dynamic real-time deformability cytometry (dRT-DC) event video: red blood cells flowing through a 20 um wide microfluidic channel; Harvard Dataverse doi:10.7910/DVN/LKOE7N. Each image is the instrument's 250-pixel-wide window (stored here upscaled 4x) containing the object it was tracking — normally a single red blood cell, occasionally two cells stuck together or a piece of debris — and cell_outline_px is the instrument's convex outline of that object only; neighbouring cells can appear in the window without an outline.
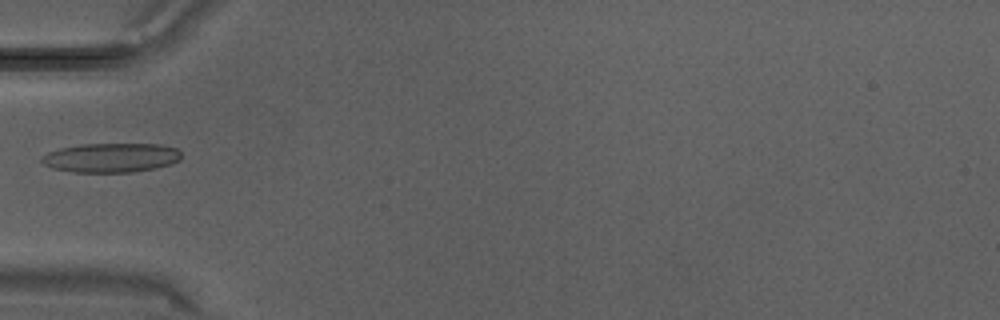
{"species": "Egyptian fruit bat (a non-hibernating species)", "species_latin": "Rousettus aegyptiacus", "temperature_condition": "warm", "stored_images_in_passage": 9, "camera_frame_rate_fps": 3000, "um_per_image_px": 0.085, "animal": {"sex": "male"}, "frame": {"image": 1, "passage_image": 6, "time_ms": 1.667, "image_size_px": [1000, 320], "cell_outline_px": [[180, 160], [156, 168], [132, 172], [76, 172], [52, 168], [44, 164], [40, 160], [40, 156], [48, 152], [60, 148], [84, 144], [156, 144], [176, 148], [180, 152]], "centroid_in_image_um": [9.41, 13.4], "position_along_channel_um": 75.6, "area_um2": 23.7}}
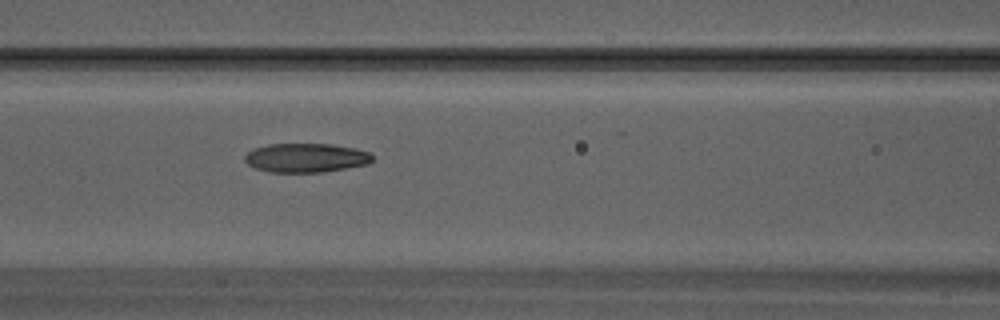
{"frame": {"image": 2, "passage_image": 9, "time_ms": 2.667, "image_size_px": [1000, 320], "cell_outline_px": [[372, 160], [368, 164], [324, 172], [268, 172], [256, 168], [248, 164], [244, 160], [244, 156], [248, 152], [256, 148], [268, 144], [332, 144], [352, 148], [368, 152], [372, 156]], "centroid_in_image_um": [25.98, 13.42], "position_along_channel_um": 140.6, "area_um2": 21.44}}